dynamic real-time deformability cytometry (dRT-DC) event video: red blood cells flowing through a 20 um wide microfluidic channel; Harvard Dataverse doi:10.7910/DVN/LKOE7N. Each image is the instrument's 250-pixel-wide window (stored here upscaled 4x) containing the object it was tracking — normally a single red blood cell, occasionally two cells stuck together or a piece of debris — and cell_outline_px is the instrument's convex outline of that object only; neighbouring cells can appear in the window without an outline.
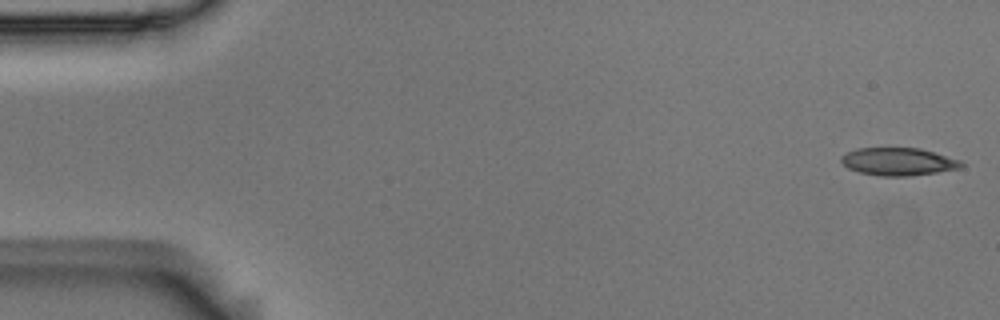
{"species": "Egyptian fruit bat (a non-hibernating species)", "species_latin": "Rousettus aegyptiacus", "temperature_condition": "room temperature", "stored_images_in_passage": 54, "camera_frame_rate_fps": 3000, "um_per_image_px": 0.085, "animal": {"sex": "male"}, "frame": {"image": 1, "passage_image": 1, "time_ms": 0.0, "image_size_px": [1000, 320], "cell_outline_px": [[964, 164], [960, 168], [936, 172], [908, 176], [880, 176], [860, 172], [848, 168], [840, 160], [840, 156], [856, 148], [920, 148], [960, 160]], "centroid_in_image_um": [76.33, 13.73], "position_along_channel_um": 8.7, "area_um2": 19.25}}
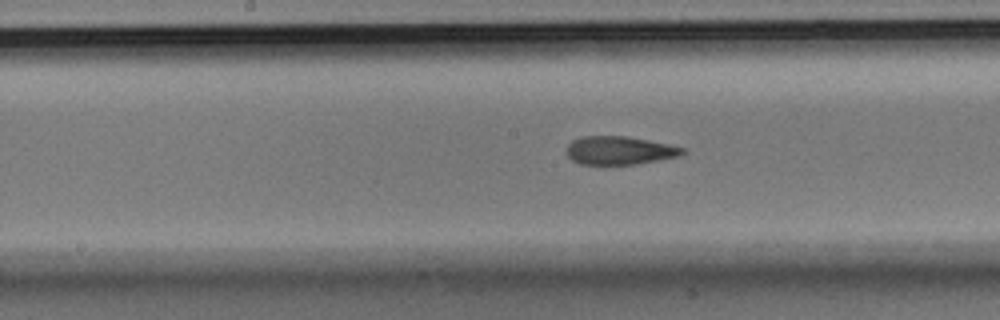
{"frame": {"image": 2, "passage_image": 27, "time_ms": 8.667, "image_size_px": [1000, 320], "cell_outline_px": [[684, 152], [680, 156], [636, 164], [580, 164], [572, 160], [564, 152], [568, 144], [572, 140], [580, 136], [628, 136], [648, 140], [684, 148]], "centroid_in_image_um": [52.59, 12.78], "position_along_channel_um": 195.6, "area_um2": 19.13}}
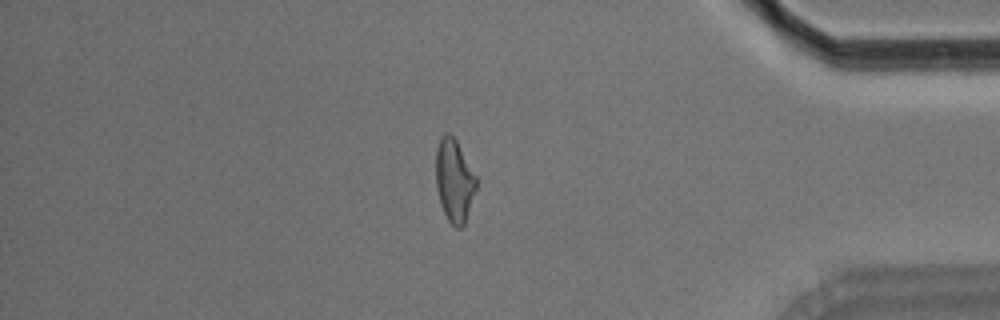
{"frame": {"image": 3, "passage_image": 46, "time_ms": 15.0, "image_size_px": [1000, 320], "cell_outline_px": [[476, 188], [464, 224], [460, 228], [456, 228], [448, 220], [440, 204], [436, 188], [436, 148], [440, 136], [444, 132], [448, 132], [456, 140], [476, 176]], "centroid_in_image_um": [38.58, 15.32], "position_along_channel_um": 396.6, "area_um2": 19.36}, "authors_computed_cell_mechanics": {"area_um2": 19.8254, "velocity_mm_per_s": 3.6669, "shape_relaxation_time_tau1_ms": 10.2101, "shape_relaxation_time_tau2_ms": 2.253, "deformation_change_tau1": 0.2488, "deformation_change_tau2": 0.1066}}